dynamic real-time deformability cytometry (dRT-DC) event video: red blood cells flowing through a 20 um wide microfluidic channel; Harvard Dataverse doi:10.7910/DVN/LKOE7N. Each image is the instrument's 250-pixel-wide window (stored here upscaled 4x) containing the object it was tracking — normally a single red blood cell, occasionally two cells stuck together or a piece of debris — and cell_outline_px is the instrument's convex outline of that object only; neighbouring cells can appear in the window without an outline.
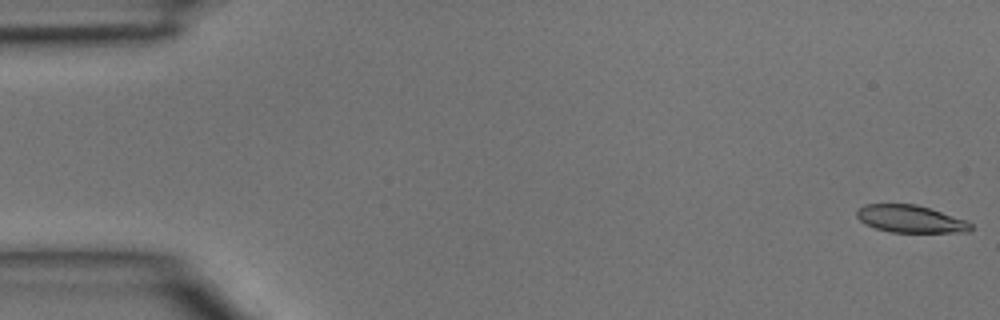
{"species": "common noctule bat (a hibernating species)", "species_latin": "Nyctalus noctula", "temperature_condition": "room temperature", "stored_images_in_passage": 5, "camera_frame_rate_fps": 3000, "um_per_image_px": 0.085, "animal": {"sex": "male", "body_mass_g": 15.6}, "frame": {"image": 1, "passage_image": 1, "time_ms": 0.0, "image_size_px": [1000, 320], "cell_outline_px": [[972, 228], [968, 232], [892, 232], [876, 228], [860, 220], [856, 216], [856, 212], [864, 204], [916, 204], [964, 220], [972, 224]], "centroid_in_image_um": [77.37, 18.61], "position_along_channel_um": 7.6, "area_um2": 17.8}}
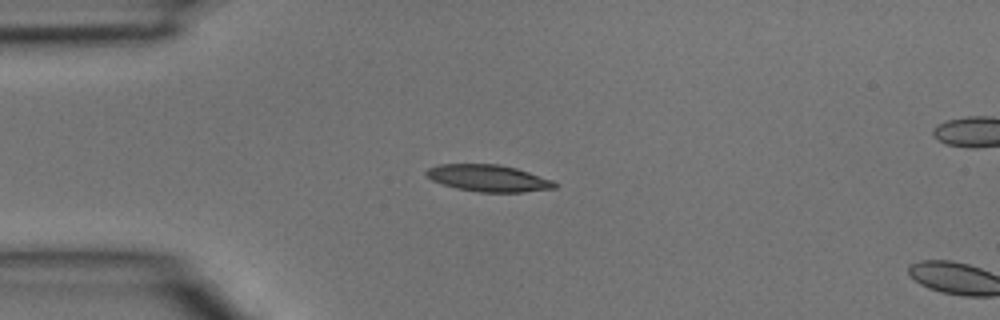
{"frame": {"image": 2, "passage_image": 4, "time_ms": 1.0, "image_size_px": [1000, 320], "cell_outline_px": [[560, 184], [556, 188], [524, 192], [480, 192], [456, 188], [432, 180], [424, 172], [428, 168], [440, 164], [500, 164], [516, 168], [552, 180]], "centroid_in_image_um": [41.54, 15.14], "position_along_channel_um": 43.5, "area_um2": 20.0}}